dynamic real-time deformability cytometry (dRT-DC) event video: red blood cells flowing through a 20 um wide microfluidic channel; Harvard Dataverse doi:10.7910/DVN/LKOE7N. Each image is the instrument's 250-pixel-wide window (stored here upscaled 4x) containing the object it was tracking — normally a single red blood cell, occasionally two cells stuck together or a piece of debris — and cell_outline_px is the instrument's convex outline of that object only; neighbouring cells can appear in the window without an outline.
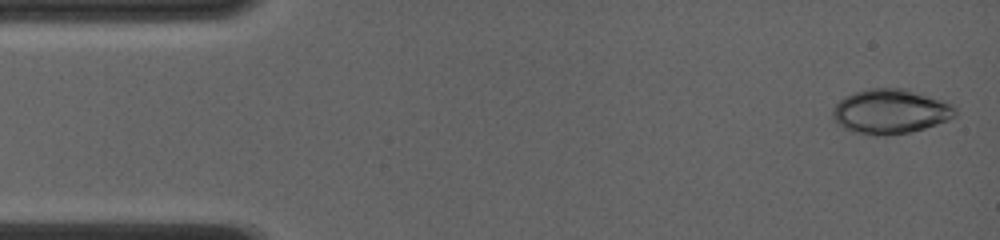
{"species": "common noctule bat (a hibernating species)", "species_latin": "Nyctalus noctula", "temperature_condition": "room temperature", "stored_images_in_passage": 9, "camera_frame_rate_fps": 4000, "um_per_image_px": 0.085, "animal": {"sex": "female", "body_mass_g": 19.0, "forearm_length_mm": 56.7}, "frame": {"image": 1, "passage_image": 1, "time_ms": 0.0, "image_size_px": [1000, 240], "cell_outline_px": [[956, 116], [948, 120], [912, 132], [876, 136], [856, 132], [844, 128], [832, 120], [832, 108], [844, 96], [868, 88], [904, 88], [944, 100], [952, 104], [956, 108]], "centroid_in_image_um": [75.68, 9.47], "position_along_channel_um": 9.3, "area_um2": 32.02}}